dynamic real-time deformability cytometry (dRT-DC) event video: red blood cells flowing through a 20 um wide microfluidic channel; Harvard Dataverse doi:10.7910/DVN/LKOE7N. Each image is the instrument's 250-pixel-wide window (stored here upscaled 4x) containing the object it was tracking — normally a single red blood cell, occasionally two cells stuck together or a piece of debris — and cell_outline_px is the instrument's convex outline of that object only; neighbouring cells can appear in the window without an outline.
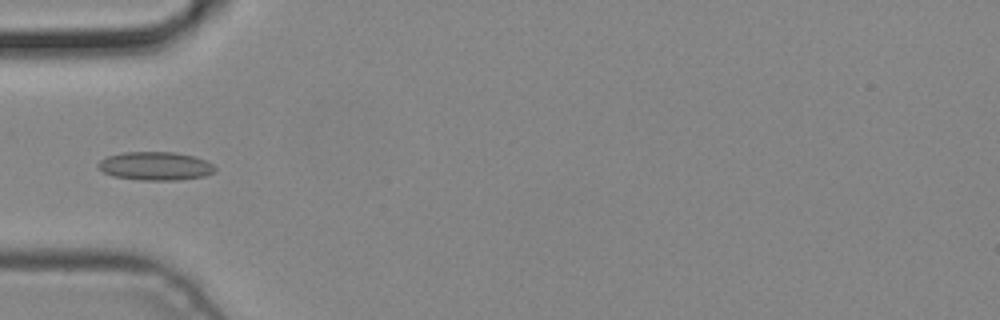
{"species": "common noctule bat (a hibernating species)", "species_latin": "Nyctalus noctula", "temperature_condition": "cold", "stored_images_in_passage": 5, "camera_frame_rate_fps": 3000, "um_per_image_px": 0.085, "animal": {"sex": "male", "body_mass_g": 19.2, "forearm_length_mm": 51.8}, "frame": {"image": 1, "passage_image": 4, "time_ms": 1.0, "image_size_px": [1000, 320], "cell_outline_px": [[216, 172], [204, 176], [176, 180], [140, 180], [112, 176], [96, 168], [96, 164], [100, 160], [108, 156], [124, 152], [172, 152], [196, 156], [212, 164], [216, 168]], "centroid_in_image_um": [13.19, 14.11], "position_along_channel_um": 71.8, "area_um2": 19.48}}
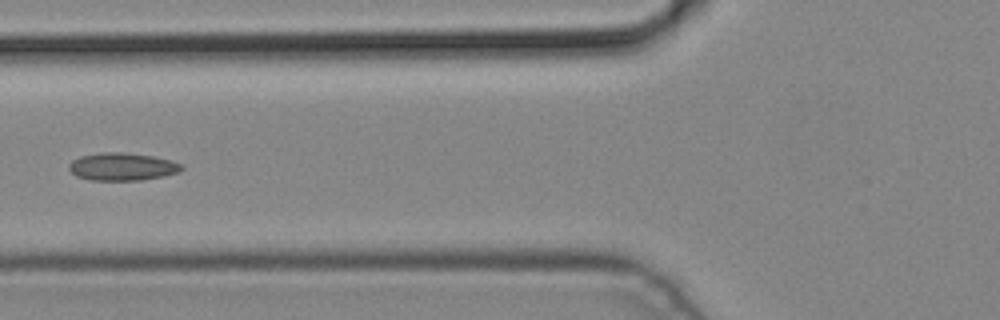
{"frame": {"image": 2, "passage_image": 5, "time_ms": 1.333, "image_size_px": [1000, 320], "cell_outline_px": [[184, 168], [180, 172], [164, 176], [140, 180], [92, 180], [76, 176], [68, 168], [68, 164], [72, 160], [80, 156], [100, 152], [120, 152], [152, 156], [172, 160], [184, 164]], "centroid_in_image_um": [10.42, 14.16], "position_along_channel_um": 115.4, "area_um2": 18.32}}